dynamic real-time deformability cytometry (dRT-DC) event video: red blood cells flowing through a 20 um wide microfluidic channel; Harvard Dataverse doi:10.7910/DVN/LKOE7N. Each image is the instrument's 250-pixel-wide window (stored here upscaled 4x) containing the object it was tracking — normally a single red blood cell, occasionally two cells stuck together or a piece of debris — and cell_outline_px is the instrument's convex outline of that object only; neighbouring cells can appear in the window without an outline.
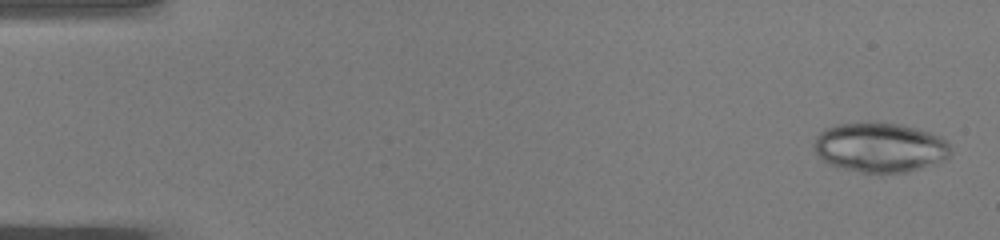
{"species": "common noctule bat (a hibernating species)", "species_latin": "Nyctalus noctula", "temperature_condition": "warm", "stored_images_in_passage": 49, "camera_frame_rate_fps": 3000, "um_per_image_px": 0.085, "animal": {"sex": "male", "body_mass_g": 19.0, "forearm_length_mm": 50.8}, "frame": {"image": 1, "passage_image": 2, "time_ms": 0.333, "image_size_px": [1000, 240], "cell_outline_px": [[952, 152], [944, 160], [936, 164], [908, 172], [880, 176], [860, 172], [828, 164], [816, 152], [812, 144], [816, 136], [824, 128], [836, 124], [900, 124], [932, 132], [948, 140]], "centroid_in_image_um": [74.84, 12.58], "position_along_channel_um": 10.2, "area_um2": 40.06}}
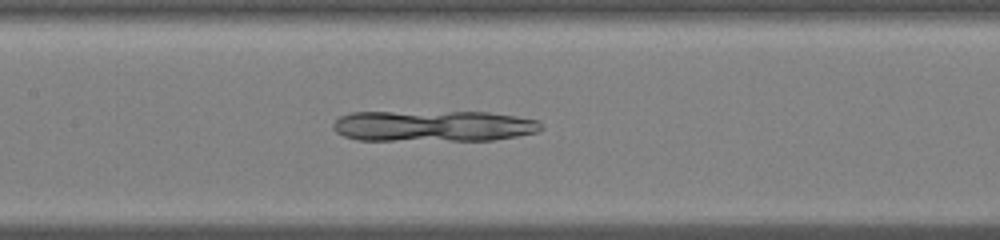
{"frame": {"image": 2, "passage_image": 24, "time_ms": 7.667, "image_size_px": [1000, 240], "cell_outline_px": [[544, 128], [536, 132], [516, 136], [492, 140], [356, 140], [344, 136], [336, 132], [332, 128], [332, 124], [340, 116], [352, 112], [488, 112], [540, 120], [544, 124]], "centroid_in_image_um": [36.84, 10.71], "position_along_channel_um": 170.6, "area_um2": 37.86}}
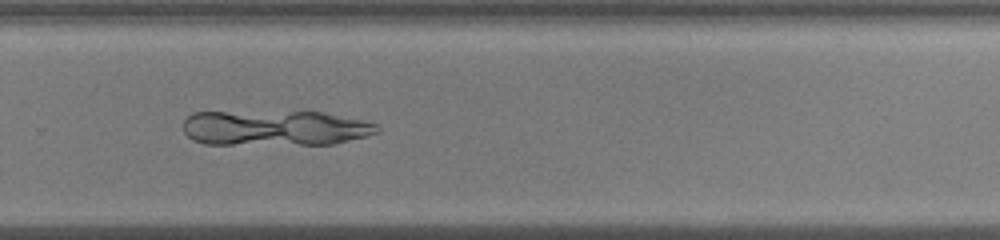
{"frame": {"image": 3, "passage_image": 34, "time_ms": 11.0, "image_size_px": [1000, 240], "cell_outline_px": [[380, 132], [332, 144], [204, 144], [192, 140], [184, 132], [184, 120], [192, 112], [320, 112], [360, 120], [376, 124], [380, 128]], "centroid_in_image_um": [23.32, 10.88], "position_along_channel_um": 306.5, "area_um2": 39.65}}